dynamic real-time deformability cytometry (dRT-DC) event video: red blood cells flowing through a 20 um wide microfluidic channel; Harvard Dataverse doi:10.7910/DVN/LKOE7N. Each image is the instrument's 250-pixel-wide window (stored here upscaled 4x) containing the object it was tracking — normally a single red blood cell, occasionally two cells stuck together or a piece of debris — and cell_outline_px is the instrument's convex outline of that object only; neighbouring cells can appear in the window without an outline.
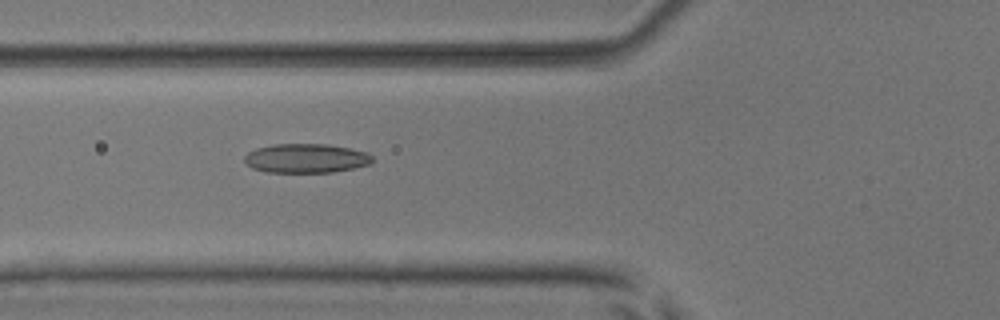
{"species": "common noctule bat (a hibernating species)", "species_latin": "Nyctalus noctula", "temperature_condition": "room temperature", "stored_images_in_passage": 53, "camera_frame_rate_fps": 3000, "um_per_image_px": 0.085, "animal": {"sex": "male", "body_mass_g": 17.9, "forearm_length_mm": 54.2}, "frame": {"image": 1, "passage_image": 20, "time_ms": 6.333, "image_size_px": [1000, 320], "cell_outline_px": [[372, 160], [368, 164], [352, 168], [332, 172], [264, 172], [252, 168], [244, 160], [244, 156], [248, 152], [256, 148], [272, 144], [328, 144], [368, 152], [372, 156]], "centroid_in_image_um": [25.98, 13.45], "position_along_channel_um": 99.8, "area_um2": 21.68}}
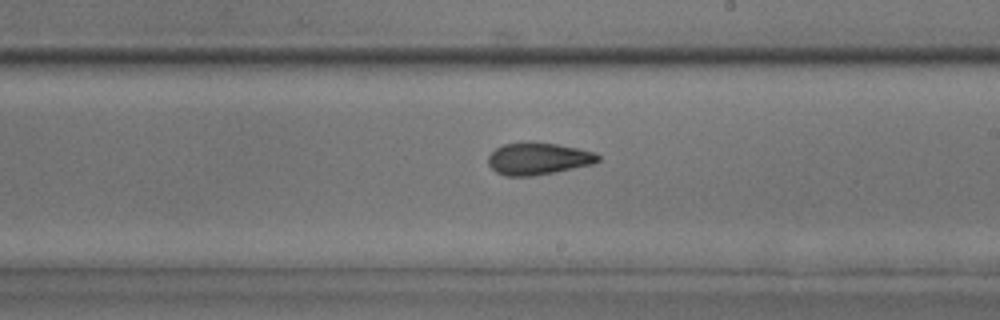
{"frame": {"image": 2, "passage_image": 31, "time_ms": 10.0, "image_size_px": [1000, 320], "cell_outline_px": [[600, 160], [592, 164], [556, 172], [532, 176], [504, 176], [496, 172], [488, 164], [488, 156], [496, 148], [504, 144], [528, 140], [532, 140], [556, 144], [596, 152], [600, 156]], "centroid_in_image_um": [45.73, 13.47], "position_along_channel_um": 243.3, "area_um2": 20.87}}
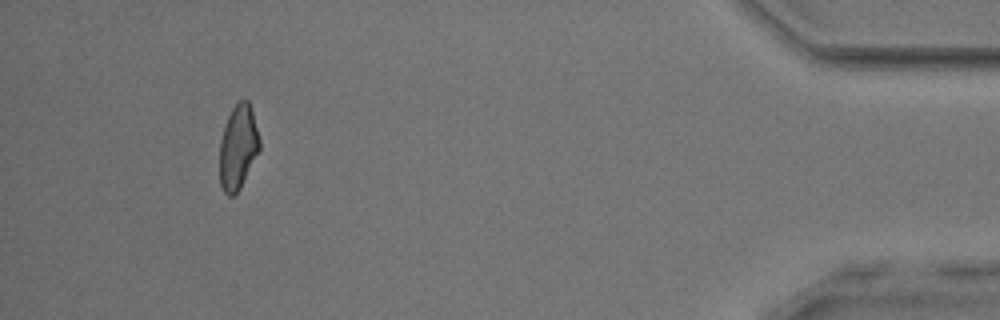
{"frame": {"image": 3, "passage_image": 49, "time_ms": 16.0, "image_size_px": [1000, 320], "cell_outline_px": [[260, 148], [240, 188], [232, 196], [228, 196], [224, 192], [220, 184], [220, 140], [228, 116], [232, 108], [240, 100], [248, 100], [252, 108], [260, 140]], "centroid_in_image_um": [20.24, 12.49], "position_along_channel_um": 415.0, "area_um2": 19.48}, "authors_computed_cell_mechanics": {"area_um2": 20.6924, "velocity_mm_per_s": 3.9186, "shape_relaxation_time_tau1_ms": 8.6058, "shape_relaxation_time_tau2_ms": 2.0955, "deformation_change_tau1": 0.2015, "deformation_change_tau2": 0.0917}}